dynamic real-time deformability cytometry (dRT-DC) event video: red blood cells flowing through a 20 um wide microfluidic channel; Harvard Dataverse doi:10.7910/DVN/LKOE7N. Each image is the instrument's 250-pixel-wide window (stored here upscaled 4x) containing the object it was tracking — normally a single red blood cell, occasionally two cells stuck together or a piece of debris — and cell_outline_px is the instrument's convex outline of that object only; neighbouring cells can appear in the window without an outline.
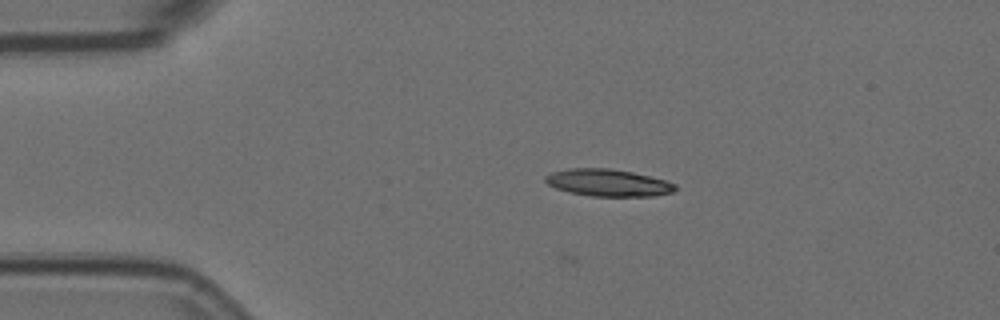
{"species": "Egyptian fruit bat (a non-hibernating species)", "species_latin": "Rousettus aegyptiacus", "temperature_condition": "room temperature", "stored_images_in_passage": 5, "camera_frame_rate_fps": 3000, "um_per_image_px": 0.085, "animal": {"sex": "female"}, "frame": {"image": 1, "passage_image": 4, "time_ms": 1.0, "image_size_px": [1000, 320], "cell_outline_px": [[676, 192], [652, 196], [592, 196], [568, 192], [556, 188], [548, 184], [544, 180], [544, 176], [552, 172], [568, 168], [608, 168], [632, 172], [668, 180], [676, 184]], "centroid_in_image_um": [51.71, 15.53], "position_along_channel_um": 33.3, "area_um2": 20.69}}